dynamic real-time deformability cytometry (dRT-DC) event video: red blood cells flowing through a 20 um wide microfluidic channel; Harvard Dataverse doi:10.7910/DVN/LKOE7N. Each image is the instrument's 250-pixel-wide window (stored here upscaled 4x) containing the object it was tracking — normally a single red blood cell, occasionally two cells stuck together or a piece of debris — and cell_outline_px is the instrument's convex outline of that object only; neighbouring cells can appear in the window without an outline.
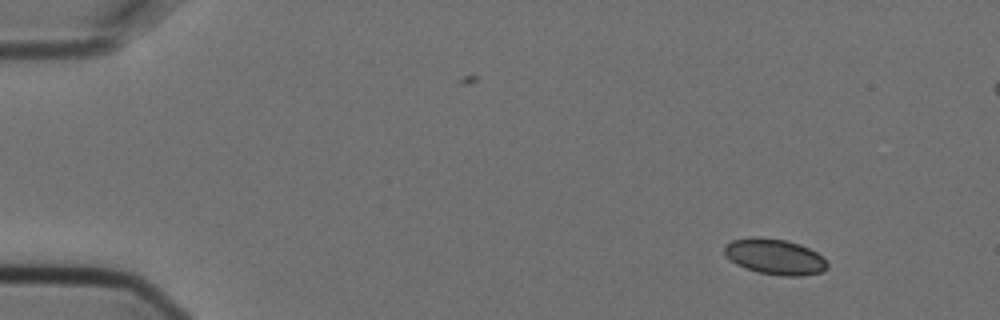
{"species": "Egyptian fruit bat (a non-hibernating species)", "species_latin": "Rousettus aegyptiacus", "temperature_condition": "cold", "stored_images_in_passage": 6, "camera_frame_rate_fps": 3000, "um_per_image_px": 0.085, "animal": {"sex": "female"}, "frame": {"image": 1, "passage_image": 1, "time_ms": 0.0, "image_size_px": [1000, 320], "cell_outline_px": [[828, 268], [820, 272], [800, 276], [784, 276], [760, 272], [744, 268], [728, 260], [724, 256], [724, 244], [732, 240], [752, 236], [760, 236], [784, 240], [800, 244], [816, 252], [828, 264]], "centroid_in_image_um": [65.79, 21.8], "position_along_channel_um": 19.2, "area_um2": 21.5}}
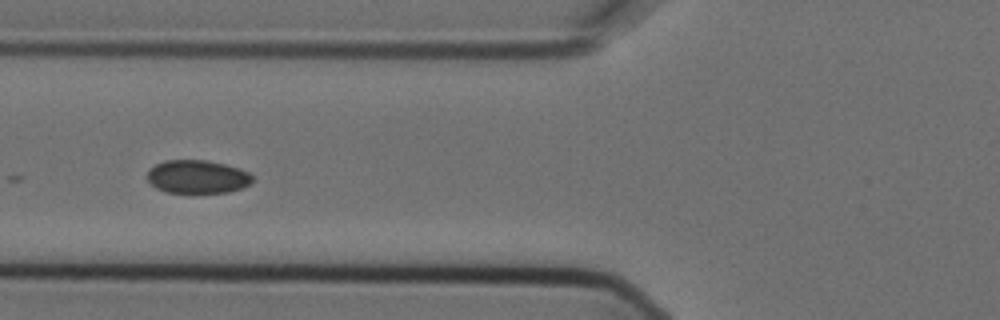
{"frame": {"image": 2, "passage_image": 5, "time_ms": 1.333, "image_size_px": [1000, 320], "cell_outline_px": [[252, 184], [228, 192], [164, 192], [156, 188], [148, 180], [148, 168], [164, 160], [208, 160], [240, 168], [248, 172], [252, 176]], "centroid_in_image_um": [16.77, 15.01], "position_along_channel_um": 109.0, "area_um2": 20.4}}
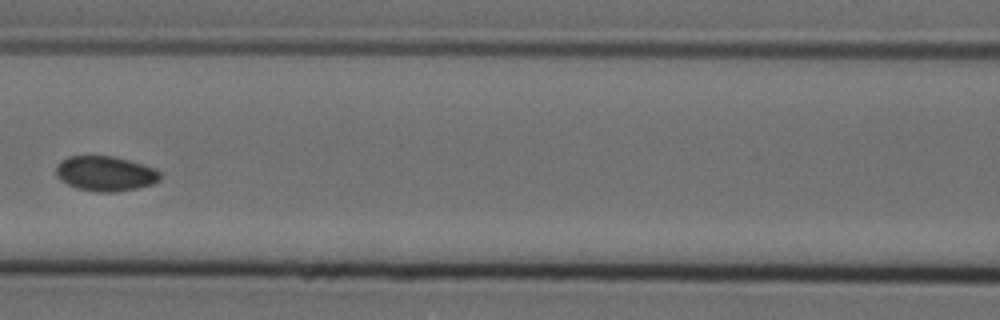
{"frame": {"image": 3, "passage_image": 6, "time_ms": 1.667, "image_size_px": [1000, 320], "cell_outline_px": [[160, 180], [152, 184], [136, 188], [116, 192], [96, 192], [76, 188], [60, 180], [56, 176], [56, 164], [60, 160], [68, 156], [112, 156], [128, 160], [152, 168], [160, 172]], "centroid_in_image_um": [8.9, 14.76], "position_along_channel_um": 157.7, "area_um2": 21.15}}